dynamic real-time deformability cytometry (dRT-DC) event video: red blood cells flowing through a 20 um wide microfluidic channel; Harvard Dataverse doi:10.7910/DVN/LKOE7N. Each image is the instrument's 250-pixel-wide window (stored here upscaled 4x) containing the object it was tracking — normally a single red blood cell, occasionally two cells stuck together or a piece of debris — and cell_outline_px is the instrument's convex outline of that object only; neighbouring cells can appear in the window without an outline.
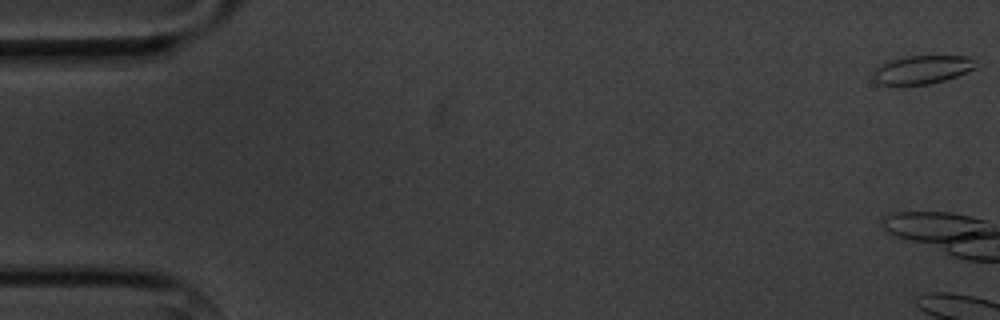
{"species": "common noctule bat (a hibernating species)", "species_latin": "Nyctalus noctula", "temperature_condition": "cold", "stored_images_in_passage": 4, "camera_frame_rate_fps": 3000, "um_per_image_px": 0.085, "animal": {"sex": "male", "body_mass_g": 20.1, "forearm_length_mm": 53.5}, "frame": {"image": 1, "passage_image": 1, "time_ms": 0.0, "image_size_px": [1000, 320], "cell_outline_px": [[976, 68], [968, 72], [944, 80], [928, 84], [876, 84], [872, 80], [872, 72], [880, 64], [888, 60], [908, 56], [972, 56]], "centroid_in_image_um": [78.34, 5.91], "position_along_channel_um": 6.7, "area_um2": 17.05}}